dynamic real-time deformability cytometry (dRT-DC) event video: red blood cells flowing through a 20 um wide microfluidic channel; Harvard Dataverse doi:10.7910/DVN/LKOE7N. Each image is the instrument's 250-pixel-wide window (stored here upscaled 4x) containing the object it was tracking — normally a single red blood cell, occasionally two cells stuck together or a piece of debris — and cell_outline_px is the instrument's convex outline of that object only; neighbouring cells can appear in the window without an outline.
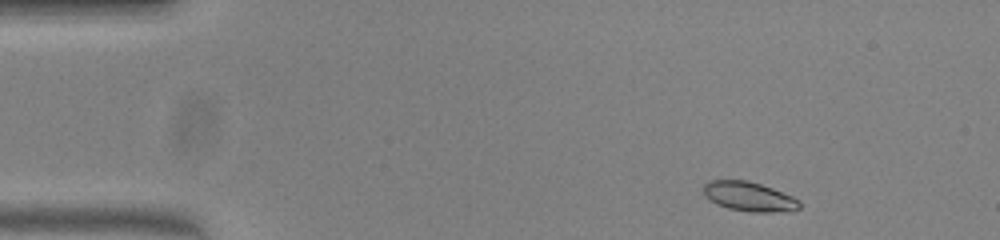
{"species": "common noctule bat (a hibernating species)", "species_latin": "Nyctalus noctula", "temperature_condition": "warm", "stored_images_in_passage": 47, "camera_frame_rate_fps": 3000, "um_per_image_px": 0.085, "animal": {"sex": "female", "body_mass_g": 23.0, "forearm_length_mm": 53.4}, "frame": {"image": 1, "passage_image": 2, "time_ms": 0.333, "image_size_px": [1000, 240], "cell_outline_px": [[800, 208], [768, 212], [752, 212], [728, 208], [716, 204], [704, 192], [704, 184], [708, 180], [748, 180], [772, 188], [792, 196], [800, 200]], "centroid_in_image_um": [63.66, 16.69], "position_along_channel_um": 21.3, "area_um2": 16.13}}
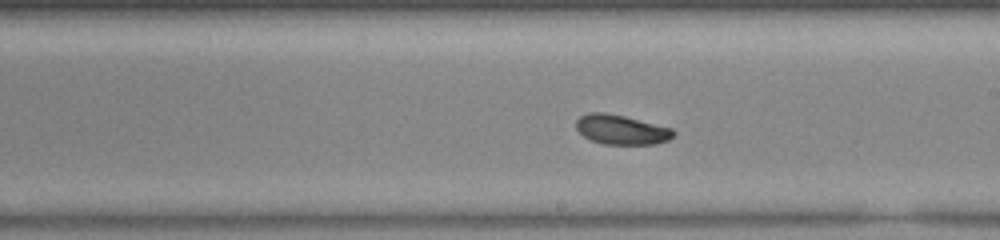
{"frame": {"image": 2, "passage_image": 25, "time_ms": 8.0, "image_size_px": [1000, 240], "cell_outline_px": [[676, 132], [668, 140], [656, 144], [604, 144], [592, 140], [584, 136], [576, 128], [576, 120], [580, 116], [588, 112], [604, 112], [624, 116], [672, 128]], "centroid_in_image_um": [52.81, 11.01], "position_along_channel_um": 236.2, "area_um2": 16.7}}
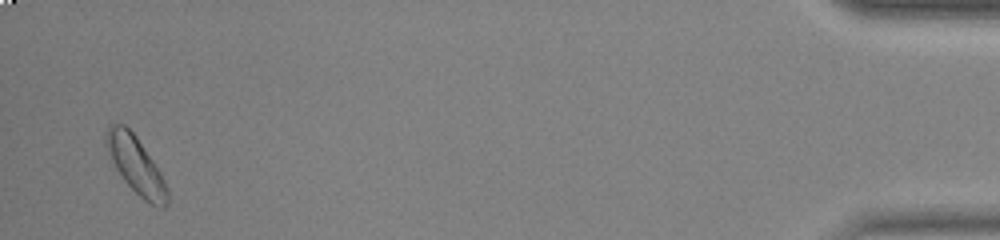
{"frame": {"image": 3, "passage_image": 46, "time_ms": 15.0, "image_size_px": [1000, 240], "cell_outline_px": [[168, 204], [164, 208], [160, 208], [144, 200], [124, 180], [116, 168], [112, 160], [108, 144], [108, 124], [124, 124], [136, 136], [160, 172], [168, 188]], "centroid_in_image_um": [11.62, 14.09], "position_along_channel_um": 423.6, "area_um2": 19.48}, "authors_computed_cell_mechanics": {"area_um2": 17.1666, "velocity_mm_per_s": 3.9219, "shape_relaxation_time_tau1_ms": 2.109, "shape_relaxation_time_tau2_ms": 3.7576, "deformation_change_tau1": 0.0966, "deformation_change_tau2": 0.0818}}